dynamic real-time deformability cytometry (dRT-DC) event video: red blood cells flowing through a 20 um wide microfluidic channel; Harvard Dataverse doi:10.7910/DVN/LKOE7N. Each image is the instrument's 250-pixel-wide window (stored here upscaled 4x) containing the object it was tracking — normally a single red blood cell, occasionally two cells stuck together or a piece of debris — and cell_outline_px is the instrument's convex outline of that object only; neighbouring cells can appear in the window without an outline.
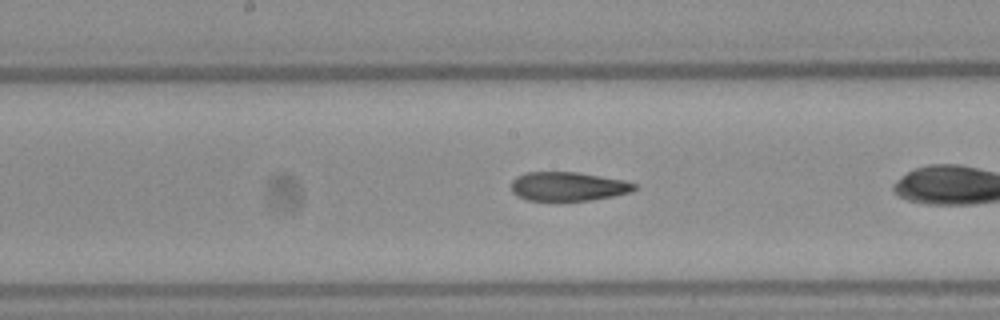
{"species": "Egyptian fruit bat (a non-hibernating species)", "species_latin": "Rousettus aegyptiacus", "temperature_condition": "warm", "stored_images_in_passage": 23, "camera_frame_rate_fps": 3000, "um_per_image_px": 0.085, "frame": {"image": 1, "passage_image": 10, "time_ms": 3.0, "image_size_px": [1000, 320], "cell_outline_px": [[640, 188], [632, 192], [612, 196], [588, 200], [528, 200], [516, 196], [512, 192], [512, 180], [516, 176], [524, 172], [576, 172], [624, 180], [636, 184]], "centroid_in_image_um": [48.29, 15.84], "position_along_channel_um": 199.9, "area_um2": 20.81}}